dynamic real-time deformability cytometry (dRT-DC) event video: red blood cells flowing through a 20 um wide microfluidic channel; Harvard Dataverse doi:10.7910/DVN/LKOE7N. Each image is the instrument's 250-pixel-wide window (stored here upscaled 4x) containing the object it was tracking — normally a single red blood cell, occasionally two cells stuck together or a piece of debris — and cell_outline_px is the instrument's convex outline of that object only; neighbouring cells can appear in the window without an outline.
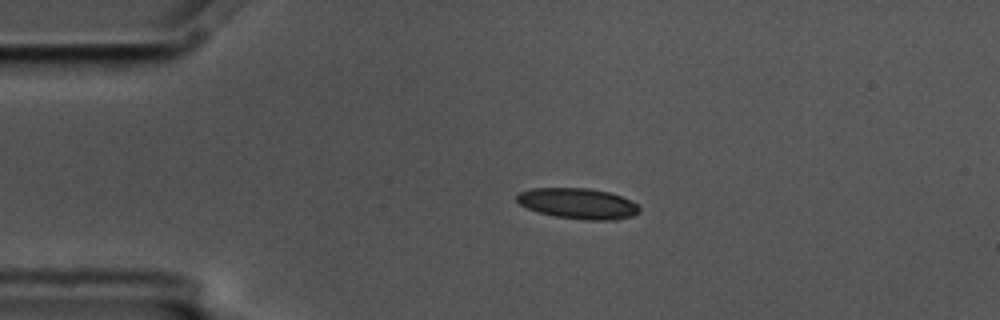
{"species": "common noctule bat (a hibernating species)", "species_latin": "Nyctalus noctula", "temperature_condition": "cold", "stored_images_in_passage": 4, "camera_frame_rate_fps": 3000, "um_per_image_px": 0.085, "animal": {"sex": "male", "body_mass_g": 17.5, "forearm_length_mm": 52.3}, "frame": {"image": 1, "passage_image": 3, "time_ms": 0.667, "image_size_px": [1000, 320], "cell_outline_px": [[640, 212], [632, 216], [616, 220], [584, 220], [556, 216], [536, 212], [520, 204], [516, 200], [516, 196], [520, 192], [532, 188], [588, 188], [608, 192], [632, 200], [640, 204]], "centroid_in_image_um": [49.17, 17.3], "position_along_channel_um": 35.8, "area_um2": 22.08}}